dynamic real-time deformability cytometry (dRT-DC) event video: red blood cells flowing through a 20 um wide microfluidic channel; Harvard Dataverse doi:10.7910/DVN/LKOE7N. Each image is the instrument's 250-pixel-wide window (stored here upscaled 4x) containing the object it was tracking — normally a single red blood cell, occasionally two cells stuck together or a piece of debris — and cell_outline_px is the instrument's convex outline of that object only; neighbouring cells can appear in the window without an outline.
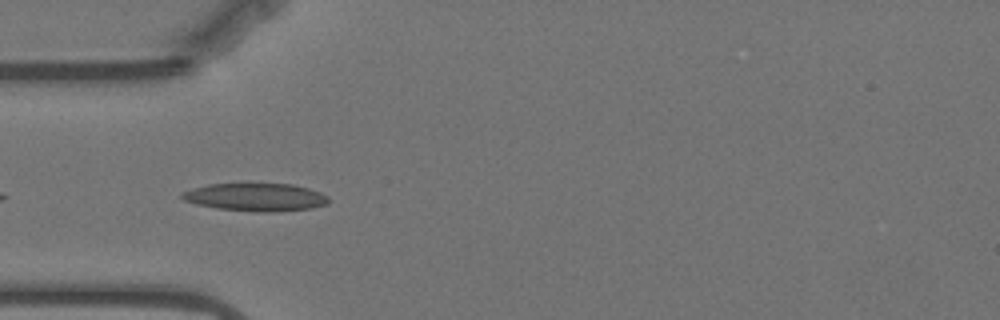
{"species": "Egyptian fruit bat (a non-hibernating species)", "species_latin": "Rousettus aegyptiacus", "temperature_condition": "warm", "stored_images_in_passage": 10, "camera_frame_rate_fps": 3000, "um_per_image_px": 0.085, "animal": {"sex": "female"}, "frame": {"image": 1, "passage_image": 4, "time_ms": 1.0, "image_size_px": [1000, 320], "cell_outline_px": [[328, 204], [312, 208], [272, 212], [264, 212], [216, 208], [196, 204], [184, 200], [180, 196], [184, 192], [192, 188], [208, 184], [292, 184], [308, 188], [320, 192], [328, 196]], "centroid_in_image_um": [21.75, 16.76], "position_along_channel_um": 63.3, "area_um2": 23.64}}
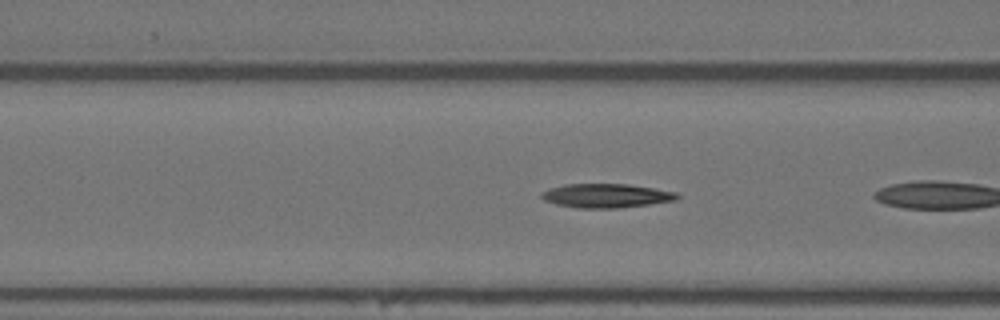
{"frame": {"image": 2, "passage_image": 6, "time_ms": 1.667, "image_size_px": [1000, 320], "cell_outline_px": [[680, 196], [676, 200], [648, 204], [616, 208], [576, 208], [556, 204], [544, 200], [540, 196], [540, 192], [548, 188], [564, 184], [628, 184], [676, 192]], "centroid_in_image_um": [51.47, 16.63], "position_along_channel_um": 115.1, "area_um2": 18.96}}